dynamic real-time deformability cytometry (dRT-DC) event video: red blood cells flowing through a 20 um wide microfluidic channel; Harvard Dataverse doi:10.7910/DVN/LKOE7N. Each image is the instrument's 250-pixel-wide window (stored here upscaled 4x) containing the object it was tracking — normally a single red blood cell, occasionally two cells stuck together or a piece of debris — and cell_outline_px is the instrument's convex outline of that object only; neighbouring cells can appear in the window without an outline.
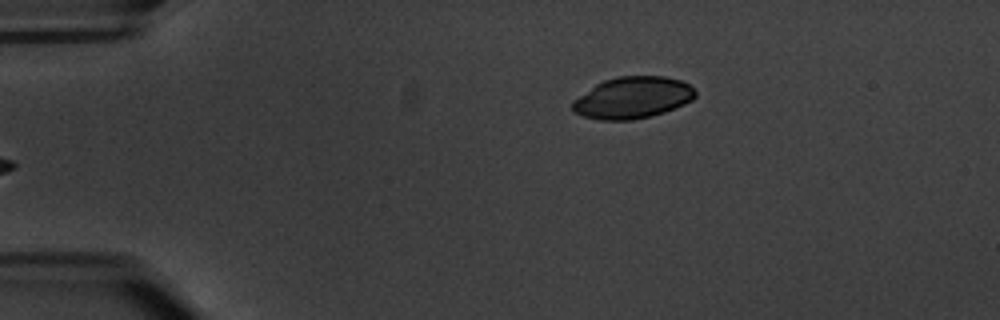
{"species": "common noctule bat (a hibernating species)", "species_latin": "Nyctalus noctula", "temperature_condition": "warm", "stored_images_in_passage": 6, "camera_frame_rate_fps": 3000, "um_per_image_px": 0.085, "animal": {"sex": "male", "body_mass_g": 20.1, "forearm_length_mm": 53.5}, "frame": {"image": 1, "passage_image": 6, "time_ms": 6.667, "image_size_px": [1000, 320], "cell_outline_px": [[696, 96], [692, 100], [684, 104], [664, 112], [652, 116], [632, 120], [600, 120], [584, 116], [576, 112], [572, 108], [572, 100], [596, 84], [604, 80], [616, 76], [664, 76], [680, 80], [688, 84], [696, 92]], "centroid_in_image_um": [53.77, 8.3], "position_along_channel_um": 31.2, "area_um2": 29.77}}